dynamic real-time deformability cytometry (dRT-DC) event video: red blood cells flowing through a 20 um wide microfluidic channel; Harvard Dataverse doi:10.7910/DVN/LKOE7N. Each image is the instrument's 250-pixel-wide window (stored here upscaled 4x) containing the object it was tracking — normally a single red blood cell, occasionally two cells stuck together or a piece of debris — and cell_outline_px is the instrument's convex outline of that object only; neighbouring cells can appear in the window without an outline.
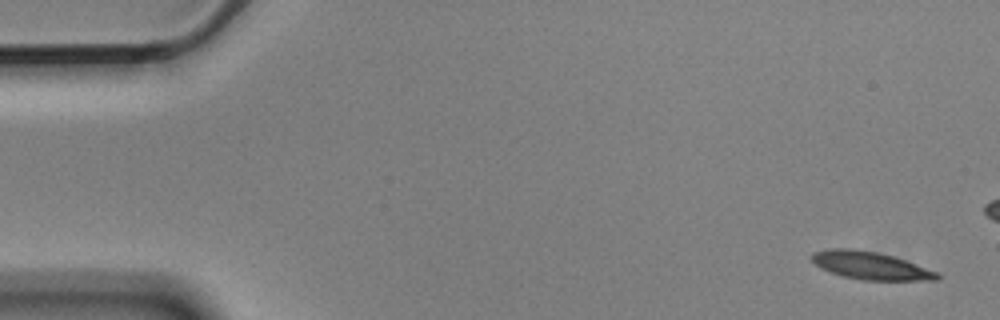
{"species": "Egyptian fruit bat (a non-hibernating species)", "species_latin": "Rousettus aegyptiacus", "temperature_condition": "cold", "stored_images_in_passage": 4, "camera_frame_rate_fps": 3000, "um_per_image_px": 0.085, "animal": {"sex": "male"}, "frame": {"image": 1, "passage_image": 1, "time_ms": 0.0, "image_size_px": [1000, 320], "cell_outline_px": [[940, 280], [864, 280], [844, 276], [820, 268], [808, 256], [812, 252], [832, 248], [848, 248], [876, 252], [896, 256], [936, 272], [940, 276]], "centroid_in_image_um": [73.97, 22.56], "position_along_channel_um": 11.0, "area_um2": 20.17}}